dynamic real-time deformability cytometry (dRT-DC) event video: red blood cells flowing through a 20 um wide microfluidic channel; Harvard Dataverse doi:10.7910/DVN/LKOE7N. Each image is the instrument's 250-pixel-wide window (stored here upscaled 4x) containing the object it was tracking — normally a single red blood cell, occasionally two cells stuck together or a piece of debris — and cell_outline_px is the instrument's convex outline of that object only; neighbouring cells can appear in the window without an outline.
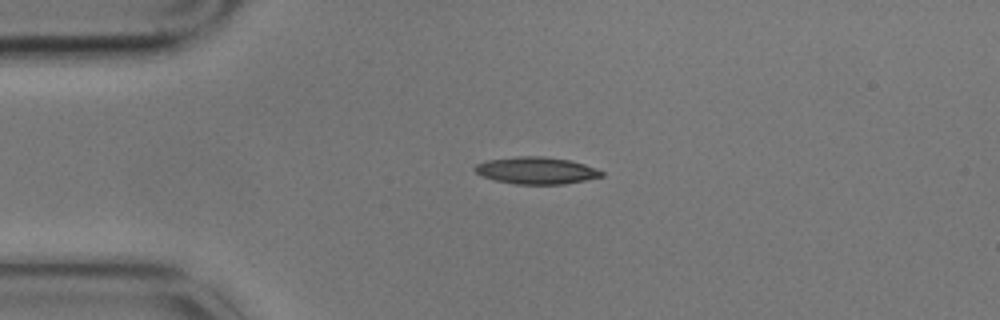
{"species": "common noctule bat (a hibernating species)", "species_latin": "Nyctalus noctula", "temperature_condition": "cold", "stored_images_in_passage": 2, "camera_frame_rate_fps": 3000, "um_per_image_px": 0.085, "animal": {"sex": "male", "body_mass_g": 17.9}, "frame": {"image": 1, "passage_image": 1, "time_ms": 0.0, "image_size_px": [1000, 320], "cell_outline_px": [[604, 176], [564, 184], [516, 184], [496, 180], [484, 176], [476, 172], [472, 168], [476, 164], [488, 160], [520, 156], [544, 156], [568, 160], [584, 164], [596, 168], [604, 172]], "centroid_in_image_um": [45.6, 14.49], "position_along_channel_um": 39.4, "area_um2": 19.77}}